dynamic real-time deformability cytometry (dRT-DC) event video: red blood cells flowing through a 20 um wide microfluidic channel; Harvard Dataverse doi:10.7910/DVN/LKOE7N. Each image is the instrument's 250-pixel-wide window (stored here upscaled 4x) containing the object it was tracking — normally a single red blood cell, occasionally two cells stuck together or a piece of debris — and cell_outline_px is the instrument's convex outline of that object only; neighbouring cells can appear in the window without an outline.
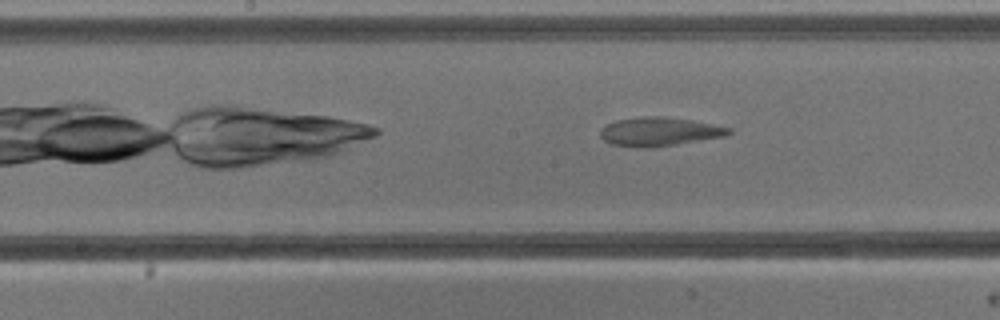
{"species": "common noctule bat (a hibernating species)", "species_latin": "Nyctalus noctula", "temperature_condition": "cold", "stored_images_in_passage": 8, "camera_frame_rate_fps": 3000, "um_per_image_px": 0.085, "animal": {"sex": "male", "body_mass_g": 13.3}, "frame": {"image": 1, "passage_image": 8, "time_ms": 8.333, "image_size_px": [1000, 320], "cell_outline_px": [[732, 132], [724, 136], [652, 148], [644, 148], [612, 144], [604, 140], [600, 136], [600, 128], [616, 120], [644, 116], [656, 116], [692, 120], [732, 128]], "centroid_in_image_um": [56.02, 11.19], "position_along_channel_um": 192.2, "area_um2": 21.33}}